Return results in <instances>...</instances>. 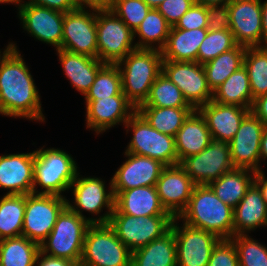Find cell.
I'll use <instances>...</instances> for the list:
<instances>
[{
    "instance_id": "obj_15",
    "label": "cell",
    "mask_w": 267,
    "mask_h": 266,
    "mask_svg": "<svg viewBox=\"0 0 267 266\" xmlns=\"http://www.w3.org/2000/svg\"><path fill=\"white\" fill-rule=\"evenodd\" d=\"M228 8L230 12L229 30L233 33L237 45L244 47L267 46L262 31L261 0H232L228 4Z\"/></svg>"
},
{
    "instance_id": "obj_30",
    "label": "cell",
    "mask_w": 267,
    "mask_h": 266,
    "mask_svg": "<svg viewBox=\"0 0 267 266\" xmlns=\"http://www.w3.org/2000/svg\"><path fill=\"white\" fill-rule=\"evenodd\" d=\"M255 174L256 172L250 169L234 168L210 182L208 186L220 200L234 209L254 183Z\"/></svg>"
},
{
    "instance_id": "obj_11",
    "label": "cell",
    "mask_w": 267,
    "mask_h": 266,
    "mask_svg": "<svg viewBox=\"0 0 267 266\" xmlns=\"http://www.w3.org/2000/svg\"><path fill=\"white\" fill-rule=\"evenodd\" d=\"M179 165L195 185H208L234 169L229 143L212 139L199 154L184 158Z\"/></svg>"
},
{
    "instance_id": "obj_58",
    "label": "cell",
    "mask_w": 267,
    "mask_h": 266,
    "mask_svg": "<svg viewBox=\"0 0 267 266\" xmlns=\"http://www.w3.org/2000/svg\"><path fill=\"white\" fill-rule=\"evenodd\" d=\"M0 3H15V4H17L18 3V0H0Z\"/></svg>"
},
{
    "instance_id": "obj_5",
    "label": "cell",
    "mask_w": 267,
    "mask_h": 266,
    "mask_svg": "<svg viewBox=\"0 0 267 266\" xmlns=\"http://www.w3.org/2000/svg\"><path fill=\"white\" fill-rule=\"evenodd\" d=\"M77 166L71 155L55 148L35 151L33 171V194L62 196L61 193L71 189V183L76 179ZM40 185L41 192L36 190Z\"/></svg>"
},
{
    "instance_id": "obj_42",
    "label": "cell",
    "mask_w": 267,
    "mask_h": 266,
    "mask_svg": "<svg viewBox=\"0 0 267 266\" xmlns=\"http://www.w3.org/2000/svg\"><path fill=\"white\" fill-rule=\"evenodd\" d=\"M150 9L143 0H114L110 8L133 32L147 16Z\"/></svg>"
},
{
    "instance_id": "obj_39",
    "label": "cell",
    "mask_w": 267,
    "mask_h": 266,
    "mask_svg": "<svg viewBox=\"0 0 267 266\" xmlns=\"http://www.w3.org/2000/svg\"><path fill=\"white\" fill-rule=\"evenodd\" d=\"M84 96L85 100L125 96L122 92V77L118 65L106 63L98 71L93 84Z\"/></svg>"
},
{
    "instance_id": "obj_33",
    "label": "cell",
    "mask_w": 267,
    "mask_h": 266,
    "mask_svg": "<svg viewBox=\"0 0 267 266\" xmlns=\"http://www.w3.org/2000/svg\"><path fill=\"white\" fill-rule=\"evenodd\" d=\"M246 48L236 45L233 49L223 52L213 60L203 64L207 84L212 92L232 73L243 66Z\"/></svg>"
},
{
    "instance_id": "obj_48",
    "label": "cell",
    "mask_w": 267,
    "mask_h": 266,
    "mask_svg": "<svg viewBox=\"0 0 267 266\" xmlns=\"http://www.w3.org/2000/svg\"><path fill=\"white\" fill-rule=\"evenodd\" d=\"M41 260V261H39ZM37 266H79L76 262L47 255L41 251H39L36 258Z\"/></svg>"
},
{
    "instance_id": "obj_32",
    "label": "cell",
    "mask_w": 267,
    "mask_h": 266,
    "mask_svg": "<svg viewBox=\"0 0 267 266\" xmlns=\"http://www.w3.org/2000/svg\"><path fill=\"white\" fill-rule=\"evenodd\" d=\"M194 109L192 107H137L136 111L155 130L175 137L184 120Z\"/></svg>"
},
{
    "instance_id": "obj_23",
    "label": "cell",
    "mask_w": 267,
    "mask_h": 266,
    "mask_svg": "<svg viewBox=\"0 0 267 266\" xmlns=\"http://www.w3.org/2000/svg\"><path fill=\"white\" fill-rule=\"evenodd\" d=\"M35 151L0 156V187L7 194L27 195L33 192Z\"/></svg>"
},
{
    "instance_id": "obj_38",
    "label": "cell",
    "mask_w": 267,
    "mask_h": 266,
    "mask_svg": "<svg viewBox=\"0 0 267 266\" xmlns=\"http://www.w3.org/2000/svg\"><path fill=\"white\" fill-rule=\"evenodd\" d=\"M138 107H191L181 90L162 72L150 88L149 96Z\"/></svg>"
},
{
    "instance_id": "obj_46",
    "label": "cell",
    "mask_w": 267,
    "mask_h": 266,
    "mask_svg": "<svg viewBox=\"0 0 267 266\" xmlns=\"http://www.w3.org/2000/svg\"><path fill=\"white\" fill-rule=\"evenodd\" d=\"M208 15V30L221 31L229 29L230 12L228 5L206 6Z\"/></svg>"
},
{
    "instance_id": "obj_54",
    "label": "cell",
    "mask_w": 267,
    "mask_h": 266,
    "mask_svg": "<svg viewBox=\"0 0 267 266\" xmlns=\"http://www.w3.org/2000/svg\"><path fill=\"white\" fill-rule=\"evenodd\" d=\"M232 0H196V3L203 6H214V5H228Z\"/></svg>"
},
{
    "instance_id": "obj_31",
    "label": "cell",
    "mask_w": 267,
    "mask_h": 266,
    "mask_svg": "<svg viewBox=\"0 0 267 266\" xmlns=\"http://www.w3.org/2000/svg\"><path fill=\"white\" fill-rule=\"evenodd\" d=\"M212 100L251 109L254 100L246 68L240 67L217 87L213 91Z\"/></svg>"
},
{
    "instance_id": "obj_6",
    "label": "cell",
    "mask_w": 267,
    "mask_h": 266,
    "mask_svg": "<svg viewBox=\"0 0 267 266\" xmlns=\"http://www.w3.org/2000/svg\"><path fill=\"white\" fill-rule=\"evenodd\" d=\"M132 251L108 224H91L86 231L79 266H131Z\"/></svg>"
},
{
    "instance_id": "obj_35",
    "label": "cell",
    "mask_w": 267,
    "mask_h": 266,
    "mask_svg": "<svg viewBox=\"0 0 267 266\" xmlns=\"http://www.w3.org/2000/svg\"><path fill=\"white\" fill-rule=\"evenodd\" d=\"M26 195L6 194L0 199V240L22 236Z\"/></svg>"
},
{
    "instance_id": "obj_16",
    "label": "cell",
    "mask_w": 267,
    "mask_h": 266,
    "mask_svg": "<svg viewBox=\"0 0 267 266\" xmlns=\"http://www.w3.org/2000/svg\"><path fill=\"white\" fill-rule=\"evenodd\" d=\"M80 173L77 174L76 179L71 183L70 188L73 189L74 206L67 201V206L80 217H84L80 209L91 212L92 214H99L103 207H107L108 212L99 218L94 219V224H108L110 216L114 211L115 196L112 191V182L110 181V191L107 193L105 183L94 177L79 178ZM80 208V209H79Z\"/></svg>"
},
{
    "instance_id": "obj_56",
    "label": "cell",
    "mask_w": 267,
    "mask_h": 266,
    "mask_svg": "<svg viewBox=\"0 0 267 266\" xmlns=\"http://www.w3.org/2000/svg\"><path fill=\"white\" fill-rule=\"evenodd\" d=\"M72 2L77 6L81 8H85L86 0H72ZM84 5V6H83Z\"/></svg>"
},
{
    "instance_id": "obj_12",
    "label": "cell",
    "mask_w": 267,
    "mask_h": 266,
    "mask_svg": "<svg viewBox=\"0 0 267 266\" xmlns=\"http://www.w3.org/2000/svg\"><path fill=\"white\" fill-rule=\"evenodd\" d=\"M162 72L182 92L187 103L198 109L212 100L203 65L198 62L163 60Z\"/></svg>"
},
{
    "instance_id": "obj_9",
    "label": "cell",
    "mask_w": 267,
    "mask_h": 266,
    "mask_svg": "<svg viewBox=\"0 0 267 266\" xmlns=\"http://www.w3.org/2000/svg\"><path fill=\"white\" fill-rule=\"evenodd\" d=\"M173 219L172 215L135 217L111 214L108 225L118 239L133 252L165 234L171 228Z\"/></svg>"
},
{
    "instance_id": "obj_24",
    "label": "cell",
    "mask_w": 267,
    "mask_h": 266,
    "mask_svg": "<svg viewBox=\"0 0 267 266\" xmlns=\"http://www.w3.org/2000/svg\"><path fill=\"white\" fill-rule=\"evenodd\" d=\"M112 214L135 217L171 215L162 206L155 186H141L118 192L115 195Z\"/></svg>"
},
{
    "instance_id": "obj_21",
    "label": "cell",
    "mask_w": 267,
    "mask_h": 266,
    "mask_svg": "<svg viewBox=\"0 0 267 266\" xmlns=\"http://www.w3.org/2000/svg\"><path fill=\"white\" fill-rule=\"evenodd\" d=\"M135 111V106L126 96L86 100V128L93 129L97 134L105 132L117 123L125 124Z\"/></svg>"
},
{
    "instance_id": "obj_17",
    "label": "cell",
    "mask_w": 267,
    "mask_h": 266,
    "mask_svg": "<svg viewBox=\"0 0 267 266\" xmlns=\"http://www.w3.org/2000/svg\"><path fill=\"white\" fill-rule=\"evenodd\" d=\"M23 2V3H21ZM23 28L39 41L60 49L63 38L64 13L18 0Z\"/></svg>"
},
{
    "instance_id": "obj_43",
    "label": "cell",
    "mask_w": 267,
    "mask_h": 266,
    "mask_svg": "<svg viewBox=\"0 0 267 266\" xmlns=\"http://www.w3.org/2000/svg\"><path fill=\"white\" fill-rule=\"evenodd\" d=\"M207 266H239L238 252L231 239H221L216 244Z\"/></svg>"
},
{
    "instance_id": "obj_45",
    "label": "cell",
    "mask_w": 267,
    "mask_h": 266,
    "mask_svg": "<svg viewBox=\"0 0 267 266\" xmlns=\"http://www.w3.org/2000/svg\"><path fill=\"white\" fill-rule=\"evenodd\" d=\"M195 2L196 0H165L159 5L157 10L171 26H175Z\"/></svg>"
},
{
    "instance_id": "obj_22",
    "label": "cell",
    "mask_w": 267,
    "mask_h": 266,
    "mask_svg": "<svg viewBox=\"0 0 267 266\" xmlns=\"http://www.w3.org/2000/svg\"><path fill=\"white\" fill-rule=\"evenodd\" d=\"M204 117L212 139L230 142L239 130L249 108L221 104L211 100L197 109Z\"/></svg>"
},
{
    "instance_id": "obj_44",
    "label": "cell",
    "mask_w": 267,
    "mask_h": 266,
    "mask_svg": "<svg viewBox=\"0 0 267 266\" xmlns=\"http://www.w3.org/2000/svg\"><path fill=\"white\" fill-rule=\"evenodd\" d=\"M208 15L206 6L194 3L191 8L180 18L175 27L178 29L207 28Z\"/></svg>"
},
{
    "instance_id": "obj_26",
    "label": "cell",
    "mask_w": 267,
    "mask_h": 266,
    "mask_svg": "<svg viewBox=\"0 0 267 266\" xmlns=\"http://www.w3.org/2000/svg\"><path fill=\"white\" fill-rule=\"evenodd\" d=\"M267 226V206L261 190L253 183L233 211L234 236Z\"/></svg>"
},
{
    "instance_id": "obj_13",
    "label": "cell",
    "mask_w": 267,
    "mask_h": 266,
    "mask_svg": "<svg viewBox=\"0 0 267 266\" xmlns=\"http://www.w3.org/2000/svg\"><path fill=\"white\" fill-rule=\"evenodd\" d=\"M174 217L171 228L176 242L177 266H207L213 249L221 240L216 234L191 227H179Z\"/></svg>"
},
{
    "instance_id": "obj_18",
    "label": "cell",
    "mask_w": 267,
    "mask_h": 266,
    "mask_svg": "<svg viewBox=\"0 0 267 266\" xmlns=\"http://www.w3.org/2000/svg\"><path fill=\"white\" fill-rule=\"evenodd\" d=\"M265 126L251 111L244 117L239 130L229 142L231 161L235 168L255 172L260 170V144Z\"/></svg>"
},
{
    "instance_id": "obj_10",
    "label": "cell",
    "mask_w": 267,
    "mask_h": 266,
    "mask_svg": "<svg viewBox=\"0 0 267 266\" xmlns=\"http://www.w3.org/2000/svg\"><path fill=\"white\" fill-rule=\"evenodd\" d=\"M67 201L63 196L27 194L22 236L40 245L51 233Z\"/></svg>"
},
{
    "instance_id": "obj_51",
    "label": "cell",
    "mask_w": 267,
    "mask_h": 266,
    "mask_svg": "<svg viewBox=\"0 0 267 266\" xmlns=\"http://www.w3.org/2000/svg\"><path fill=\"white\" fill-rule=\"evenodd\" d=\"M114 0H86V8L104 10L110 9Z\"/></svg>"
},
{
    "instance_id": "obj_3",
    "label": "cell",
    "mask_w": 267,
    "mask_h": 266,
    "mask_svg": "<svg viewBox=\"0 0 267 266\" xmlns=\"http://www.w3.org/2000/svg\"><path fill=\"white\" fill-rule=\"evenodd\" d=\"M162 62L161 51L137 48L116 63L122 77V92L135 108L148 98L152 84L162 73Z\"/></svg>"
},
{
    "instance_id": "obj_34",
    "label": "cell",
    "mask_w": 267,
    "mask_h": 266,
    "mask_svg": "<svg viewBox=\"0 0 267 266\" xmlns=\"http://www.w3.org/2000/svg\"><path fill=\"white\" fill-rule=\"evenodd\" d=\"M40 245L25 236L0 240V266H34Z\"/></svg>"
},
{
    "instance_id": "obj_1",
    "label": "cell",
    "mask_w": 267,
    "mask_h": 266,
    "mask_svg": "<svg viewBox=\"0 0 267 266\" xmlns=\"http://www.w3.org/2000/svg\"><path fill=\"white\" fill-rule=\"evenodd\" d=\"M0 62V114L43 122L39 92L17 46Z\"/></svg>"
},
{
    "instance_id": "obj_53",
    "label": "cell",
    "mask_w": 267,
    "mask_h": 266,
    "mask_svg": "<svg viewBox=\"0 0 267 266\" xmlns=\"http://www.w3.org/2000/svg\"><path fill=\"white\" fill-rule=\"evenodd\" d=\"M262 5V31L263 38L267 42V0Z\"/></svg>"
},
{
    "instance_id": "obj_47",
    "label": "cell",
    "mask_w": 267,
    "mask_h": 266,
    "mask_svg": "<svg viewBox=\"0 0 267 266\" xmlns=\"http://www.w3.org/2000/svg\"><path fill=\"white\" fill-rule=\"evenodd\" d=\"M26 3L47 7L63 13L73 11L77 8L72 0H29Z\"/></svg>"
},
{
    "instance_id": "obj_7",
    "label": "cell",
    "mask_w": 267,
    "mask_h": 266,
    "mask_svg": "<svg viewBox=\"0 0 267 266\" xmlns=\"http://www.w3.org/2000/svg\"><path fill=\"white\" fill-rule=\"evenodd\" d=\"M125 126L133 130L125 152L158 160L165 166L178 165L175 137L155 130L137 111Z\"/></svg>"
},
{
    "instance_id": "obj_25",
    "label": "cell",
    "mask_w": 267,
    "mask_h": 266,
    "mask_svg": "<svg viewBox=\"0 0 267 266\" xmlns=\"http://www.w3.org/2000/svg\"><path fill=\"white\" fill-rule=\"evenodd\" d=\"M212 140L210 130L201 113L194 109L175 135L178 164L186 157L199 154Z\"/></svg>"
},
{
    "instance_id": "obj_27",
    "label": "cell",
    "mask_w": 267,
    "mask_h": 266,
    "mask_svg": "<svg viewBox=\"0 0 267 266\" xmlns=\"http://www.w3.org/2000/svg\"><path fill=\"white\" fill-rule=\"evenodd\" d=\"M71 85L86 94L93 84L98 71L106 64L98 58L73 53L64 49L56 50Z\"/></svg>"
},
{
    "instance_id": "obj_55",
    "label": "cell",
    "mask_w": 267,
    "mask_h": 266,
    "mask_svg": "<svg viewBox=\"0 0 267 266\" xmlns=\"http://www.w3.org/2000/svg\"><path fill=\"white\" fill-rule=\"evenodd\" d=\"M151 9H157L165 0H143Z\"/></svg>"
},
{
    "instance_id": "obj_19",
    "label": "cell",
    "mask_w": 267,
    "mask_h": 266,
    "mask_svg": "<svg viewBox=\"0 0 267 266\" xmlns=\"http://www.w3.org/2000/svg\"><path fill=\"white\" fill-rule=\"evenodd\" d=\"M128 160L115 172L112 182L114 196L127 189L141 186H155L162 170L166 167L160 161L125 152Z\"/></svg>"
},
{
    "instance_id": "obj_28",
    "label": "cell",
    "mask_w": 267,
    "mask_h": 266,
    "mask_svg": "<svg viewBox=\"0 0 267 266\" xmlns=\"http://www.w3.org/2000/svg\"><path fill=\"white\" fill-rule=\"evenodd\" d=\"M207 32V28L185 30L172 26L161 50L163 60L197 62L198 50Z\"/></svg>"
},
{
    "instance_id": "obj_2",
    "label": "cell",
    "mask_w": 267,
    "mask_h": 266,
    "mask_svg": "<svg viewBox=\"0 0 267 266\" xmlns=\"http://www.w3.org/2000/svg\"><path fill=\"white\" fill-rule=\"evenodd\" d=\"M234 209L220 200L208 185H195L186 208L177 219L204 231L216 234L221 239H231Z\"/></svg>"
},
{
    "instance_id": "obj_29",
    "label": "cell",
    "mask_w": 267,
    "mask_h": 266,
    "mask_svg": "<svg viewBox=\"0 0 267 266\" xmlns=\"http://www.w3.org/2000/svg\"><path fill=\"white\" fill-rule=\"evenodd\" d=\"M131 266H177L173 229L132 252Z\"/></svg>"
},
{
    "instance_id": "obj_40",
    "label": "cell",
    "mask_w": 267,
    "mask_h": 266,
    "mask_svg": "<svg viewBox=\"0 0 267 266\" xmlns=\"http://www.w3.org/2000/svg\"><path fill=\"white\" fill-rule=\"evenodd\" d=\"M236 45L233 33L229 29L221 31L208 30L199 47L197 62L203 65L223 52L233 49Z\"/></svg>"
},
{
    "instance_id": "obj_37",
    "label": "cell",
    "mask_w": 267,
    "mask_h": 266,
    "mask_svg": "<svg viewBox=\"0 0 267 266\" xmlns=\"http://www.w3.org/2000/svg\"><path fill=\"white\" fill-rule=\"evenodd\" d=\"M253 100L267 94V46L247 47L243 59Z\"/></svg>"
},
{
    "instance_id": "obj_41",
    "label": "cell",
    "mask_w": 267,
    "mask_h": 266,
    "mask_svg": "<svg viewBox=\"0 0 267 266\" xmlns=\"http://www.w3.org/2000/svg\"><path fill=\"white\" fill-rule=\"evenodd\" d=\"M238 252L239 266H267V247L248 235L231 238Z\"/></svg>"
},
{
    "instance_id": "obj_49",
    "label": "cell",
    "mask_w": 267,
    "mask_h": 266,
    "mask_svg": "<svg viewBox=\"0 0 267 266\" xmlns=\"http://www.w3.org/2000/svg\"><path fill=\"white\" fill-rule=\"evenodd\" d=\"M250 111L267 125V94L254 99Z\"/></svg>"
},
{
    "instance_id": "obj_50",
    "label": "cell",
    "mask_w": 267,
    "mask_h": 266,
    "mask_svg": "<svg viewBox=\"0 0 267 266\" xmlns=\"http://www.w3.org/2000/svg\"><path fill=\"white\" fill-rule=\"evenodd\" d=\"M264 172L262 170L256 171L254 183L261 190L263 199L267 206V178L264 176Z\"/></svg>"
},
{
    "instance_id": "obj_20",
    "label": "cell",
    "mask_w": 267,
    "mask_h": 266,
    "mask_svg": "<svg viewBox=\"0 0 267 266\" xmlns=\"http://www.w3.org/2000/svg\"><path fill=\"white\" fill-rule=\"evenodd\" d=\"M195 184L178 164L166 166L156 182V190L162 206L173 217H178L186 208Z\"/></svg>"
},
{
    "instance_id": "obj_36",
    "label": "cell",
    "mask_w": 267,
    "mask_h": 266,
    "mask_svg": "<svg viewBox=\"0 0 267 266\" xmlns=\"http://www.w3.org/2000/svg\"><path fill=\"white\" fill-rule=\"evenodd\" d=\"M171 27L157 9H150L147 16L134 31V37L138 35L140 38V41L135 45L138 49H157L161 51L167 42ZM156 42H158V47H154Z\"/></svg>"
},
{
    "instance_id": "obj_52",
    "label": "cell",
    "mask_w": 267,
    "mask_h": 266,
    "mask_svg": "<svg viewBox=\"0 0 267 266\" xmlns=\"http://www.w3.org/2000/svg\"><path fill=\"white\" fill-rule=\"evenodd\" d=\"M267 159V125L265 126L260 144V160Z\"/></svg>"
},
{
    "instance_id": "obj_8",
    "label": "cell",
    "mask_w": 267,
    "mask_h": 266,
    "mask_svg": "<svg viewBox=\"0 0 267 266\" xmlns=\"http://www.w3.org/2000/svg\"><path fill=\"white\" fill-rule=\"evenodd\" d=\"M96 30L98 59L104 63L116 64L137 49L134 32L110 9H96Z\"/></svg>"
},
{
    "instance_id": "obj_4",
    "label": "cell",
    "mask_w": 267,
    "mask_h": 266,
    "mask_svg": "<svg viewBox=\"0 0 267 266\" xmlns=\"http://www.w3.org/2000/svg\"><path fill=\"white\" fill-rule=\"evenodd\" d=\"M91 224H94V218L80 217L66 206L59 214L51 233L40 243V251L79 265L85 234Z\"/></svg>"
},
{
    "instance_id": "obj_14",
    "label": "cell",
    "mask_w": 267,
    "mask_h": 266,
    "mask_svg": "<svg viewBox=\"0 0 267 266\" xmlns=\"http://www.w3.org/2000/svg\"><path fill=\"white\" fill-rule=\"evenodd\" d=\"M90 13L77 7L64 13L63 38L60 49L98 58L96 9Z\"/></svg>"
},
{
    "instance_id": "obj_57",
    "label": "cell",
    "mask_w": 267,
    "mask_h": 266,
    "mask_svg": "<svg viewBox=\"0 0 267 266\" xmlns=\"http://www.w3.org/2000/svg\"><path fill=\"white\" fill-rule=\"evenodd\" d=\"M13 43H9L8 46L6 47V49L4 50L2 56L0 54V62L3 59V57H5V55L13 48L12 46ZM1 53V52H0ZM2 57V58H1Z\"/></svg>"
}]
</instances>
